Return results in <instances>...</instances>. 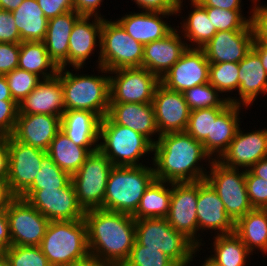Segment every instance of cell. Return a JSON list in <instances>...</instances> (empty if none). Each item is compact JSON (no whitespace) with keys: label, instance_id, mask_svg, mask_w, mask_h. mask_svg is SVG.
<instances>
[{"label":"cell","instance_id":"cell-1","mask_svg":"<svg viewBox=\"0 0 267 266\" xmlns=\"http://www.w3.org/2000/svg\"><path fill=\"white\" fill-rule=\"evenodd\" d=\"M153 145L155 179L166 182H195L205 180L208 172L198 163L214 160L186 131L162 134Z\"/></svg>","mask_w":267,"mask_h":266},{"label":"cell","instance_id":"cell-2","mask_svg":"<svg viewBox=\"0 0 267 266\" xmlns=\"http://www.w3.org/2000/svg\"><path fill=\"white\" fill-rule=\"evenodd\" d=\"M84 221L90 255L122 266L136 240L132 215L99 208L85 211Z\"/></svg>","mask_w":267,"mask_h":266},{"label":"cell","instance_id":"cell-3","mask_svg":"<svg viewBox=\"0 0 267 266\" xmlns=\"http://www.w3.org/2000/svg\"><path fill=\"white\" fill-rule=\"evenodd\" d=\"M154 179V168L145 164L113 166L108 176L102 209L133 215Z\"/></svg>","mask_w":267,"mask_h":266},{"label":"cell","instance_id":"cell-4","mask_svg":"<svg viewBox=\"0 0 267 266\" xmlns=\"http://www.w3.org/2000/svg\"><path fill=\"white\" fill-rule=\"evenodd\" d=\"M40 248L52 266H66L89 253L84 219L50 221Z\"/></svg>","mask_w":267,"mask_h":266},{"label":"cell","instance_id":"cell-5","mask_svg":"<svg viewBox=\"0 0 267 266\" xmlns=\"http://www.w3.org/2000/svg\"><path fill=\"white\" fill-rule=\"evenodd\" d=\"M60 81L63 86L65 110L91 111L101 119L107 116L110 104L107 74L79 75L60 68Z\"/></svg>","mask_w":267,"mask_h":266},{"label":"cell","instance_id":"cell-6","mask_svg":"<svg viewBox=\"0 0 267 266\" xmlns=\"http://www.w3.org/2000/svg\"><path fill=\"white\" fill-rule=\"evenodd\" d=\"M135 233L140 245L160 250L178 266H190L188 264L200 249L183 233L173 229L166 218L136 220Z\"/></svg>","mask_w":267,"mask_h":266},{"label":"cell","instance_id":"cell-7","mask_svg":"<svg viewBox=\"0 0 267 266\" xmlns=\"http://www.w3.org/2000/svg\"><path fill=\"white\" fill-rule=\"evenodd\" d=\"M98 149L113 166H142L139 159L153 153V144L128 127L115 124L108 116L101 119Z\"/></svg>","mask_w":267,"mask_h":266},{"label":"cell","instance_id":"cell-8","mask_svg":"<svg viewBox=\"0 0 267 266\" xmlns=\"http://www.w3.org/2000/svg\"><path fill=\"white\" fill-rule=\"evenodd\" d=\"M144 45L122 28L117 21L103 18L98 68L102 73L121 68L142 67Z\"/></svg>","mask_w":267,"mask_h":266},{"label":"cell","instance_id":"cell-9","mask_svg":"<svg viewBox=\"0 0 267 266\" xmlns=\"http://www.w3.org/2000/svg\"><path fill=\"white\" fill-rule=\"evenodd\" d=\"M205 180L223 202L227 215L235 223L253 209L249 202L245 175L246 170L224 166L217 159L210 163Z\"/></svg>","mask_w":267,"mask_h":266},{"label":"cell","instance_id":"cell-10","mask_svg":"<svg viewBox=\"0 0 267 266\" xmlns=\"http://www.w3.org/2000/svg\"><path fill=\"white\" fill-rule=\"evenodd\" d=\"M112 168L111 161L97 149L91 152L79 170L71 175L77 201L84 211L102 209Z\"/></svg>","mask_w":267,"mask_h":266},{"label":"cell","instance_id":"cell-11","mask_svg":"<svg viewBox=\"0 0 267 266\" xmlns=\"http://www.w3.org/2000/svg\"><path fill=\"white\" fill-rule=\"evenodd\" d=\"M110 103H152L160 79L144 67L109 71ZM116 74V75H115Z\"/></svg>","mask_w":267,"mask_h":266},{"label":"cell","instance_id":"cell-12","mask_svg":"<svg viewBox=\"0 0 267 266\" xmlns=\"http://www.w3.org/2000/svg\"><path fill=\"white\" fill-rule=\"evenodd\" d=\"M11 246H40L49 220L27 200L12 197L5 207Z\"/></svg>","mask_w":267,"mask_h":266},{"label":"cell","instance_id":"cell-13","mask_svg":"<svg viewBox=\"0 0 267 266\" xmlns=\"http://www.w3.org/2000/svg\"><path fill=\"white\" fill-rule=\"evenodd\" d=\"M6 143L9 152L7 187L13 197H19L34 182L47 152L21 143L12 135L6 136Z\"/></svg>","mask_w":267,"mask_h":266},{"label":"cell","instance_id":"cell-14","mask_svg":"<svg viewBox=\"0 0 267 266\" xmlns=\"http://www.w3.org/2000/svg\"><path fill=\"white\" fill-rule=\"evenodd\" d=\"M19 197L27 200L49 221L84 219L73 183L61 189L25 190Z\"/></svg>","mask_w":267,"mask_h":266},{"label":"cell","instance_id":"cell-15","mask_svg":"<svg viewBox=\"0 0 267 266\" xmlns=\"http://www.w3.org/2000/svg\"><path fill=\"white\" fill-rule=\"evenodd\" d=\"M197 200L198 181L173 182L170 208L166 220L173 229L183 233L197 247H200L202 239H197L200 237L197 232Z\"/></svg>","mask_w":267,"mask_h":266},{"label":"cell","instance_id":"cell-16","mask_svg":"<svg viewBox=\"0 0 267 266\" xmlns=\"http://www.w3.org/2000/svg\"><path fill=\"white\" fill-rule=\"evenodd\" d=\"M210 63L202 48H187L181 58L160 79L167 89L183 93L198 85L209 83Z\"/></svg>","mask_w":267,"mask_h":266},{"label":"cell","instance_id":"cell-17","mask_svg":"<svg viewBox=\"0 0 267 266\" xmlns=\"http://www.w3.org/2000/svg\"><path fill=\"white\" fill-rule=\"evenodd\" d=\"M152 105L159 135L186 131L191 109L183 93L169 90L160 83L155 90Z\"/></svg>","mask_w":267,"mask_h":266},{"label":"cell","instance_id":"cell-18","mask_svg":"<svg viewBox=\"0 0 267 266\" xmlns=\"http://www.w3.org/2000/svg\"><path fill=\"white\" fill-rule=\"evenodd\" d=\"M267 157V129L243 132L239 127L228 149L218 159L229 168L250 169L259 160Z\"/></svg>","mask_w":267,"mask_h":266},{"label":"cell","instance_id":"cell-19","mask_svg":"<svg viewBox=\"0 0 267 266\" xmlns=\"http://www.w3.org/2000/svg\"><path fill=\"white\" fill-rule=\"evenodd\" d=\"M253 42L249 23L243 30L217 31L202 49L209 63H239L250 52Z\"/></svg>","mask_w":267,"mask_h":266},{"label":"cell","instance_id":"cell-20","mask_svg":"<svg viewBox=\"0 0 267 266\" xmlns=\"http://www.w3.org/2000/svg\"><path fill=\"white\" fill-rule=\"evenodd\" d=\"M197 221L198 231L217 230V235L234 233L235 223L227 215L223 202L206 180L198 181Z\"/></svg>","mask_w":267,"mask_h":266},{"label":"cell","instance_id":"cell-21","mask_svg":"<svg viewBox=\"0 0 267 266\" xmlns=\"http://www.w3.org/2000/svg\"><path fill=\"white\" fill-rule=\"evenodd\" d=\"M177 30L174 28L164 38L144 45L142 67L159 79L165 76L188 48Z\"/></svg>","mask_w":267,"mask_h":266},{"label":"cell","instance_id":"cell-22","mask_svg":"<svg viewBox=\"0 0 267 266\" xmlns=\"http://www.w3.org/2000/svg\"><path fill=\"white\" fill-rule=\"evenodd\" d=\"M64 112V92L60 81V68L55 77L43 79L18 104V115L48 114L62 117Z\"/></svg>","mask_w":267,"mask_h":266},{"label":"cell","instance_id":"cell-23","mask_svg":"<svg viewBox=\"0 0 267 266\" xmlns=\"http://www.w3.org/2000/svg\"><path fill=\"white\" fill-rule=\"evenodd\" d=\"M93 16L81 15L73 25L68 48V64L76 71L83 68L85 61L93 54L94 48H101V29L103 16H94V21L90 22ZM98 38V40H97ZM99 41V42H97ZM99 43V44H97ZM97 44V45H96Z\"/></svg>","mask_w":267,"mask_h":266},{"label":"cell","instance_id":"cell-24","mask_svg":"<svg viewBox=\"0 0 267 266\" xmlns=\"http://www.w3.org/2000/svg\"><path fill=\"white\" fill-rule=\"evenodd\" d=\"M61 117L48 114L18 115L12 136L19 142L46 151L60 130Z\"/></svg>","mask_w":267,"mask_h":266},{"label":"cell","instance_id":"cell-25","mask_svg":"<svg viewBox=\"0 0 267 266\" xmlns=\"http://www.w3.org/2000/svg\"><path fill=\"white\" fill-rule=\"evenodd\" d=\"M107 116L115 123L145 136L153 145L158 134L152 103H110Z\"/></svg>","mask_w":267,"mask_h":266},{"label":"cell","instance_id":"cell-26","mask_svg":"<svg viewBox=\"0 0 267 266\" xmlns=\"http://www.w3.org/2000/svg\"><path fill=\"white\" fill-rule=\"evenodd\" d=\"M101 118L91 111L65 110L60 130L75 144L91 152L99 147Z\"/></svg>","mask_w":267,"mask_h":266},{"label":"cell","instance_id":"cell-27","mask_svg":"<svg viewBox=\"0 0 267 266\" xmlns=\"http://www.w3.org/2000/svg\"><path fill=\"white\" fill-rule=\"evenodd\" d=\"M238 65L239 98L235 99V97L229 96L227 100L230 103L248 107L255 101L259 93H267V72L262 66L260 57L252 49Z\"/></svg>","mask_w":267,"mask_h":266},{"label":"cell","instance_id":"cell-28","mask_svg":"<svg viewBox=\"0 0 267 266\" xmlns=\"http://www.w3.org/2000/svg\"><path fill=\"white\" fill-rule=\"evenodd\" d=\"M176 14L141 11L140 13L125 14V16L116 21L129 36L145 45L152 41L160 40L169 34L174 28L168 25L163 20V17L166 18V16Z\"/></svg>","mask_w":267,"mask_h":266},{"label":"cell","instance_id":"cell-29","mask_svg":"<svg viewBox=\"0 0 267 266\" xmlns=\"http://www.w3.org/2000/svg\"><path fill=\"white\" fill-rule=\"evenodd\" d=\"M80 16L75 10H71L48 20L43 43L50 59L58 68H67L70 34Z\"/></svg>","mask_w":267,"mask_h":266},{"label":"cell","instance_id":"cell-30","mask_svg":"<svg viewBox=\"0 0 267 266\" xmlns=\"http://www.w3.org/2000/svg\"><path fill=\"white\" fill-rule=\"evenodd\" d=\"M234 233L252 254L258 248L267 253V209L253 208L235 222Z\"/></svg>","mask_w":267,"mask_h":266},{"label":"cell","instance_id":"cell-31","mask_svg":"<svg viewBox=\"0 0 267 266\" xmlns=\"http://www.w3.org/2000/svg\"><path fill=\"white\" fill-rule=\"evenodd\" d=\"M11 13L20 33L21 42L44 40L48 19L40 9L37 0H24Z\"/></svg>","mask_w":267,"mask_h":266},{"label":"cell","instance_id":"cell-32","mask_svg":"<svg viewBox=\"0 0 267 266\" xmlns=\"http://www.w3.org/2000/svg\"><path fill=\"white\" fill-rule=\"evenodd\" d=\"M241 105L230 103L216 119H212L211 157L218 160L228 149L238 129ZM217 156V157H216Z\"/></svg>","mask_w":267,"mask_h":266},{"label":"cell","instance_id":"cell-33","mask_svg":"<svg viewBox=\"0 0 267 266\" xmlns=\"http://www.w3.org/2000/svg\"><path fill=\"white\" fill-rule=\"evenodd\" d=\"M167 184L169 186L171 185V188H169ZM171 194V182L166 183V181L154 179L145 190L138 208L132 217L135 220L144 218H166L170 208Z\"/></svg>","mask_w":267,"mask_h":266},{"label":"cell","instance_id":"cell-34","mask_svg":"<svg viewBox=\"0 0 267 266\" xmlns=\"http://www.w3.org/2000/svg\"><path fill=\"white\" fill-rule=\"evenodd\" d=\"M18 68L34 73L42 79L55 77L59 70L50 59L43 41L20 42Z\"/></svg>","mask_w":267,"mask_h":266},{"label":"cell","instance_id":"cell-35","mask_svg":"<svg viewBox=\"0 0 267 266\" xmlns=\"http://www.w3.org/2000/svg\"><path fill=\"white\" fill-rule=\"evenodd\" d=\"M90 153L88 148L75 145L61 130L57 132L47 150L55 164L70 175L79 170Z\"/></svg>","mask_w":267,"mask_h":266},{"label":"cell","instance_id":"cell-36","mask_svg":"<svg viewBox=\"0 0 267 266\" xmlns=\"http://www.w3.org/2000/svg\"><path fill=\"white\" fill-rule=\"evenodd\" d=\"M193 10L186 17L181 25L184 39L192 43L188 45V48H203L217 33L212 22L209 20L206 10L196 1L190 0ZM196 43V44H195Z\"/></svg>","mask_w":267,"mask_h":266},{"label":"cell","instance_id":"cell-37","mask_svg":"<svg viewBox=\"0 0 267 266\" xmlns=\"http://www.w3.org/2000/svg\"><path fill=\"white\" fill-rule=\"evenodd\" d=\"M214 254L210 257L221 266H245L252 253L235 234L216 235Z\"/></svg>","mask_w":267,"mask_h":266},{"label":"cell","instance_id":"cell-38","mask_svg":"<svg viewBox=\"0 0 267 266\" xmlns=\"http://www.w3.org/2000/svg\"><path fill=\"white\" fill-rule=\"evenodd\" d=\"M226 107H211L192 110L189 117L186 132L195 140L201 142L205 151L211 156V128L212 119L217 116Z\"/></svg>","mask_w":267,"mask_h":266},{"label":"cell","instance_id":"cell-39","mask_svg":"<svg viewBox=\"0 0 267 266\" xmlns=\"http://www.w3.org/2000/svg\"><path fill=\"white\" fill-rule=\"evenodd\" d=\"M71 182V175L62 170L46 154L41 161V169L34 182L26 190L61 189Z\"/></svg>","mask_w":267,"mask_h":266},{"label":"cell","instance_id":"cell-40","mask_svg":"<svg viewBox=\"0 0 267 266\" xmlns=\"http://www.w3.org/2000/svg\"><path fill=\"white\" fill-rule=\"evenodd\" d=\"M220 93L210 83L194 86L183 92L191 111L196 109L211 108V107H227L230 101L227 98H220Z\"/></svg>","mask_w":267,"mask_h":266},{"label":"cell","instance_id":"cell-41","mask_svg":"<svg viewBox=\"0 0 267 266\" xmlns=\"http://www.w3.org/2000/svg\"><path fill=\"white\" fill-rule=\"evenodd\" d=\"M239 65L238 63H210L209 83L221 94L231 92L239 88Z\"/></svg>","mask_w":267,"mask_h":266},{"label":"cell","instance_id":"cell-42","mask_svg":"<svg viewBox=\"0 0 267 266\" xmlns=\"http://www.w3.org/2000/svg\"><path fill=\"white\" fill-rule=\"evenodd\" d=\"M13 100L19 104L43 80L38 75L16 68L5 75Z\"/></svg>","mask_w":267,"mask_h":266},{"label":"cell","instance_id":"cell-43","mask_svg":"<svg viewBox=\"0 0 267 266\" xmlns=\"http://www.w3.org/2000/svg\"><path fill=\"white\" fill-rule=\"evenodd\" d=\"M122 266H178L172 259L160 250L145 248L136 240L128 259Z\"/></svg>","mask_w":267,"mask_h":266},{"label":"cell","instance_id":"cell-44","mask_svg":"<svg viewBox=\"0 0 267 266\" xmlns=\"http://www.w3.org/2000/svg\"><path fill=\"white\" fill-rule=\"evenodd\" d=\"M217 31L243 30L251 20L242 15V10H225L215 7H203Z\"/></svg>","mask_w":267,"mask_h":266},{"label":"cell","instance_id":"cell-45","mask_svg":"<svg viewBox=\"0 0 267 266\" xmlns=\"http://www.w3.org/2000/svg\"><path fill=\"white\" fill-rule=\"evenodd\" d=\"M4 256L11 266H52L40 246H11Z\"/></svg>","mask_w":267,"mask_h":266},{"label":"cell","instance_id":"cell-46","mask_svg":"<svg viewBox=\"0 0 267 266\" xmlns=\"http://www.w3.org/2000/svg\"><path fill=\"white\" fill-rule=\"evenodd\" d=\"M245 181L251 206L267 209V181L255 176L249 169L246 170Z\"/></svg>","mask_w":267,"mask_h":266},{"label":"cell","instance_id":"cell-47","mask_svg":"<svg viewBox=\"0 0 267 266\" xmlns=\"http://www.w3.org/2000/svg\"><path fill=\"white\" fill-rule=\"evenodd\" d=\"M18 117V104L14 100L0 101V136L13 134Z\"/></svg>","mask_w":267,"mask_h":266},{"label":"cell","instance_id":"cell-48","mask_svg":"<svg viewBox=\"0 0 267 266\" xmlns=\"http://www.w3.org/2000/svg\"><path fill=\"white\" fill-rule=\"evenodd\" d=\"M255 5L251 11V26L254 35V42H267V6L257 5L260 0H252Z\"/></svg>","mask_w":267,"mask_h":266},{"label":"cell","instance_id":"cell-49","mask_svg":"<svg viewBox=\"0 0 267 266\" xmlns=\"http://www.w3.org/2000/svg\"><path fill=\"white\" fill-rule=\"evenodd\" d=\"M20 43H0V75L18 68Z\"/></svg>","mask_w":267,"mask_h":266},{"label":"cell","instance_id":"cell-50","mask_svg":"<svg viewBox=\"0 0 267 266\" xmlns=\"http://www.w3.org/2000/svg\"><path fill=\"white\" fill-rule=\"evenodd\" d=\"M133 1V0H132ZM142 11L181 13L183 0H134Z\"/></svg>","mask_w":267,"mask_h":266},{"label":"cell","instance_id":"cell-51","mask_svg":"<svg viewBox=\"0 0 267 266\" xmlns=\"http://www.w3.org/2000/svg\"><path fill=\"white\" fill-rule=\"evenodd\" d=\"M20 33L11 12L0 9V43H20Z\"/></svg>","mask_w":267,"mask_h":266},{"label":"cell","instance_id":"cell-52","mask_svg":"<svg viewBox=\"0 0 267 266\" xmlns=\"http://www.w3.org/2000/svg\"><path fill=\"white\" fill-rule=\"evenodd\" d=\"M37 2L48 20L74 10L73 0H37Z\"/></svg>","mask_w":267,"mask_h":266},{"label":"cell","instance_id":"cell-53","mask_svg":"<svg viewBox=\"0 0 267 266\" xmlns=\"http://www.w3.org/2000/svg\"><path fill=\"white\" fill-rule=\"evenodd\" d=\"M11 247L9 221L5 209H0V255Z\"/></svg>","mask_w":267,"mask_h":266},{"label":"cell","instance_id":"cell-54","mask_svg":"<svg viewBox=\"0 0 267 266\" xmlns=\"http://www.w3.org/2000/svg\"><path fill=\"white\" fill-rule=\"evenodd\" d=\"M202 7H215L225 10H241L242 0H196Z\"/></svg>","mask_w":267,"mask_h":266},{"label":"cell","instance_id":"cell-55","mask_svg":"<svg viewBox=\"0 0 267 266\" xmlns=\"http://www.w3.org/2000/svg\"><path fill=\"white\" fill-rule=\"evenodd\" d=\"M9 173V152L6 137L0 136V179L7 183Z\"/></svg>","mask_w":267,"mask_h":266},{"label":"cell","instance_id":"cell-56","mask_svg":"<svg viewBox=\"0 0 267 266\" xmlns=\"http://www.w3.org/2000/svg\"><path fill=\"white\" fill-rule=\"evenodd\" d=\"M66 266H115V265L106 261H102L101 259L89 254L87 257L78 261H74Z\"/></svg>","mask_w":267,"mask_h":266},{"label":"cell","instance_id":"cell-57","mask_svg":"<svg viewBox=\"0 0 267 266\" xmlns=\"http://www.w3.org/2000/svg\"><path fill=\"white\" fill-rule=\"evenodd\" d=\"M252 50L260 57L262 66L267 72V42H253Z\"/></svg>","mask_w":267,"mask_h":266},{"label":"cell","instance_id":"cell-58","mask_svg":"<svg viewBox=\"0 0 267 266\" xmlns=\"http://www.w3.org/2000/svg\"><path fill=\"white\" fill-rule=\"evenodd\" d=\"M255 176L267 181V157L259 160L249 169Z\"/></svg>","mask_w":267,"mask_h":266},{"label":"cell","instance_id":"cell-59","mask_svg":"<svg viewBox=\"0 0 267 266\" xmlns=\"http://www.w3.org/2000/svg\"><path fill=\"white\" fill-rule=\"evenodd\" d=\"M12 197L9 193L7 183L0 179V209H5Z\"/></svg>","mask_w":267,"mask_h":266},{"label":"cell","instance_id":"cell-60","mask_svg":"<svg viewBox=\"0 0 267 266\" xmlns=\"http://www.w3.org/2000/svg\"><path fill=\"white\" fill-rule=\"evenodd\" d=\"M13 100L5 75H0V101Z\"/></svg>","mask_w":267,"mask_h":266},{"label":"cell","instance_id":"cell-61","mask_svg":"<svg viewBox=\"0 0 267 266\" xmlns=\"http://www.w3.org/2000/svg\"><path fill=\"white\" fill-rule=\"evenodd\" d=\"M24 0H0V9L14 11Z\"/></svg>","mask_w":267,"mask_h":266},{"label":"cell","instance_id":"cell-62","mask_svg":"<svg viewBox=\"0 0 267 266\" xmlns=\"http://www.w3.org/2000/svg\"><path fill=\"white\" fill-rule=\"evenodd\" d=\"M202 266H221L217 262H215L210 256L205 259V262L202 264Z\"/></svg>","mask_w":267,"mask_h":266},{"label":"cell","instance_id":"cell-63","mask_svg":"<svg viewBox=\"0 0 267 266\" xmlns=\"http://www.w3.org/2000/svg\"><path fill=\"white\" fill-rule=\"evenodd\" d=\"M0 266H11L10 262L4 255H0Z\"/></svg>","mask_w":267,"mask_h":266}]
</instances>
